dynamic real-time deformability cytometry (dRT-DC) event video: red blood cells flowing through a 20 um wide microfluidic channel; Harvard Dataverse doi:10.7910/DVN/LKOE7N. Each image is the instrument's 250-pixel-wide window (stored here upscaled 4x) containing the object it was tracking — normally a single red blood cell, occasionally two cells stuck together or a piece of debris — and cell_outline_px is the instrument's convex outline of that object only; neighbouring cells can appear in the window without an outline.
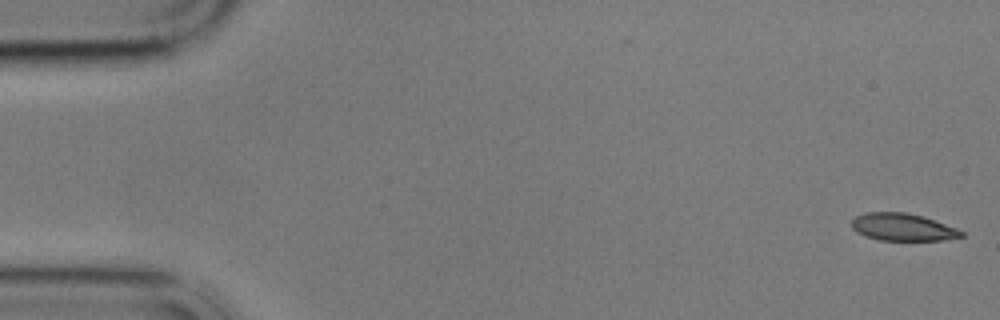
{"species": "common noctule bat (a hibernating species)", "species_latin": "Nyctalus noctula", "temperature_condition": "cold", "stored_images_in_passage": 2, "camera_frame_rate_fps": 3000, "um_per_image_px": 0.085, "animal": {"sex": "male", "body_mass_g": 17.9}, "frame": {"image": 1, "passage_image": 2, "time_ms": 0.333, "image_size_px": [1000, 320], "cell_outline_px": [[964, 236], [940, 240], [880, 240], [856, 232], [852, 228], [852, 220], [856, 216], [864, 212], [908, 212], [956, 228], [964, 232]], "centroid_in_image_um": [76.69, 19.3], "position_along_channel_um": 8.3, "area_um2": 17.22}}